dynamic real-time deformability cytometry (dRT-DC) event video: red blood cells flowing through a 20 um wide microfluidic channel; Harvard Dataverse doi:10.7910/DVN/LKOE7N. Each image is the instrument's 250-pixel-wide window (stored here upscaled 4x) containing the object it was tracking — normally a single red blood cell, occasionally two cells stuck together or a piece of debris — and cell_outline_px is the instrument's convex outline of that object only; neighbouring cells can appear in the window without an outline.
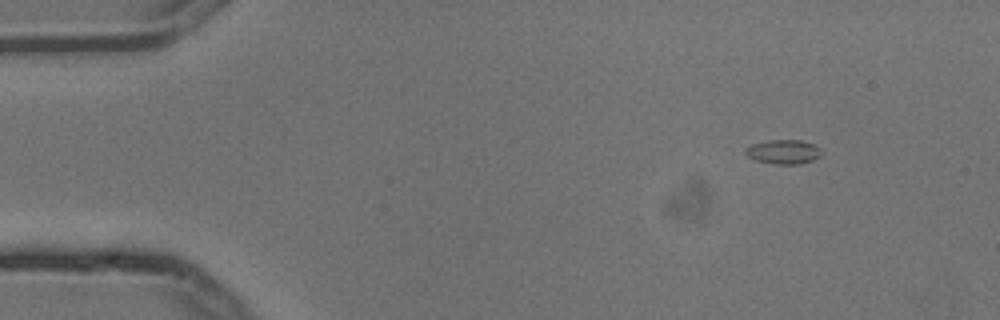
{"species": "common noctule bat (a hibernating species)", "species_latin": "Nyctalus noctula", "temperature_condition": "cold", "stored_images_in_passage": 9, "camera_frame_rate_fps": 3000, "um_per_image_px": 0.085, "animal": {"sex": "male", "body_mass_g": 13.3}, "frame": {"image": 1, "passage_image": 1, "time_ms": 0.0, "image_size_px": [1000, 320], "cell_outline_px": [[824, 152], [820, 156], [812, 160], [800, 164], [776, 164], [756, 160], [748, 156], [744, 152], [744, 148], [752, 144], [768, 140], [800, 140], [812, 144], [820, 148]], "centroid_in_image_um": [66.6, 12.9], "position_along_channel_um": 18.4, "area_um2": 10.75}}
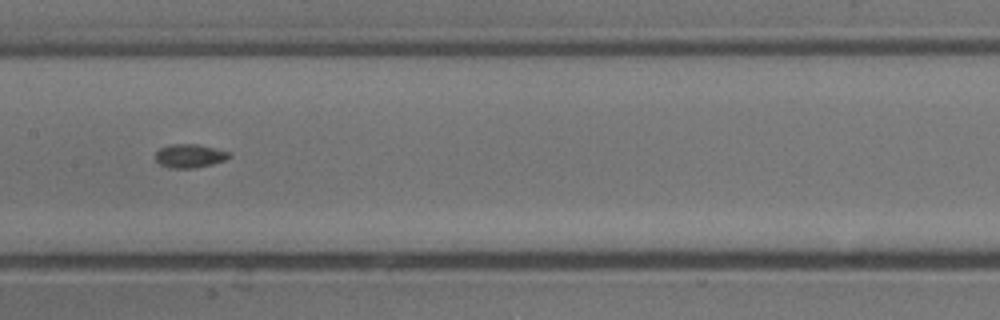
{"frame": {"image": 2, "passage_image": 7, "time_ms": 2.0, "image_size_px": [1000, 320], "cell_outline_px": [[232, 156], [224, 160], [212, 164], [196, 168], [168, 168], [160, 164], [156, 160], [156, 152], [160, 148], [168, 144], [196, 144], [228, 152]], "centroid_in_image_um": [16.09, 13.26], "position_along_channel_um": 191.3, "area_um2": 10.06}}